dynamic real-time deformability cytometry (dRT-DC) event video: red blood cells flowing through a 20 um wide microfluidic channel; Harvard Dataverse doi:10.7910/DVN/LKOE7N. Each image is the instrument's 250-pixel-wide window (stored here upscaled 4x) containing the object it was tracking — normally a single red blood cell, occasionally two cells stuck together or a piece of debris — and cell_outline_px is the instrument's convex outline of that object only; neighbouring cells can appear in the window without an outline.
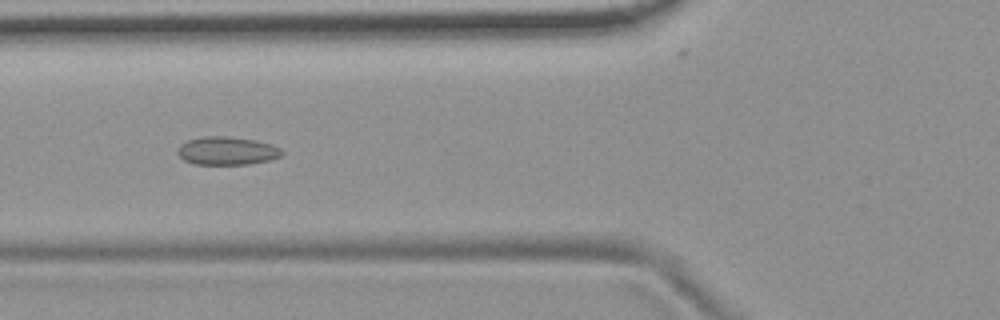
{"species": "common noctule bat (a hibernating species)", "species_latin": "Nyctalus noctula", "temperature_condition": "room temperature", "stored_images_in_passage": 41, "camera_frame_rate_fps": 3000, "um_per_image_px": 0.085, "animal": {"sex": "female", "body_mass_g": 19.9}, "frame": {"image": 1, "passage_image": 7, "time_ms": 2.0, "image_size_px": [1000, 320], "cell_outline_px": [[284, 152], [280, 156], [268, 160], [248, 164], [196, 164], [184, 160], [176, 152], [180, 144], [188, 140], [204, 136], [228, 136], [256, 140], [272, 144], [280, 148]], "centroid_in_image_um": [19.29, 12.81], "position_along_channel_um": 106.5, "area_um2": 17.11}}
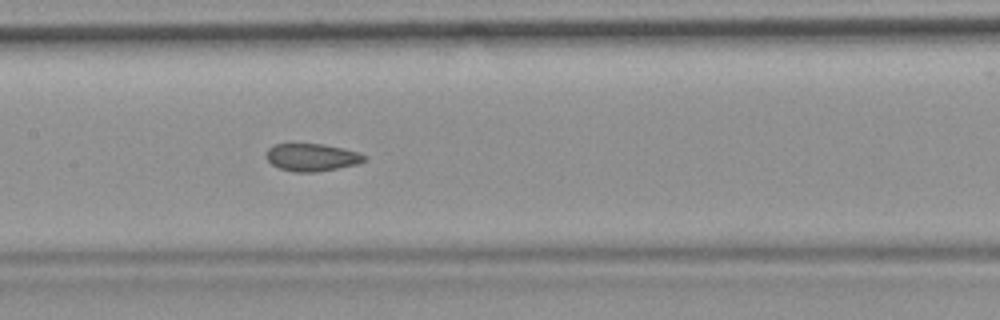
{"frame": {"image": 2, "passage_image": 13, "time_ms": 4.0, "image_size_px": [1000, 320], "cell_outline_px": [[364, 160], [356, 164], [316, 172], [292, 172], [280, 168], [272, 164], [264, 156], [268, 148], [276, 144], [292, 140], [324, 144], [344, 148], [360, 152], [364, 156]], "centroid_in_image_um": [26.42, 13.31], "position_along_channel_um": 181.0, "area_um2": 16.36}}
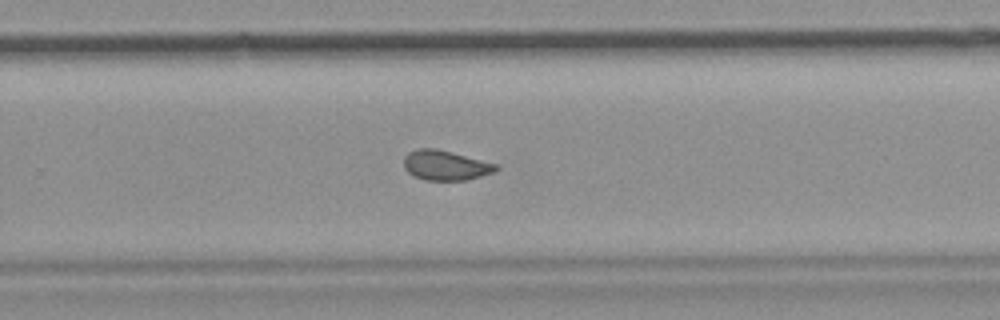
{"frame": {"image": 3, "passage_image": 22, "time_ms": 7.0, "image_size_px": [1000, 320], "cell_outline_px": [[500, 168], [496, 172], [464, 180], [424, 180], [408, 172], [404, 168], [404, 156], [408, 152], [416, 148], [436, 148], [452, 152], [496, 164]], "centroid_in_image_um": [37.85, 14.04], "position_along_channel_um": 291.9, "area_um2": 16.01}, "authors_computed_cell_mechanics": {"area_um2": 16.2996, "velocity_mm_per_s": 3.7162, "shape_relaxation_time_tau1_ms": null, "shape_relaxation_time_tau2_ms": 1.6402, "deformation_change_tau1": null, "deformation_change_tau2": 0.0625}}